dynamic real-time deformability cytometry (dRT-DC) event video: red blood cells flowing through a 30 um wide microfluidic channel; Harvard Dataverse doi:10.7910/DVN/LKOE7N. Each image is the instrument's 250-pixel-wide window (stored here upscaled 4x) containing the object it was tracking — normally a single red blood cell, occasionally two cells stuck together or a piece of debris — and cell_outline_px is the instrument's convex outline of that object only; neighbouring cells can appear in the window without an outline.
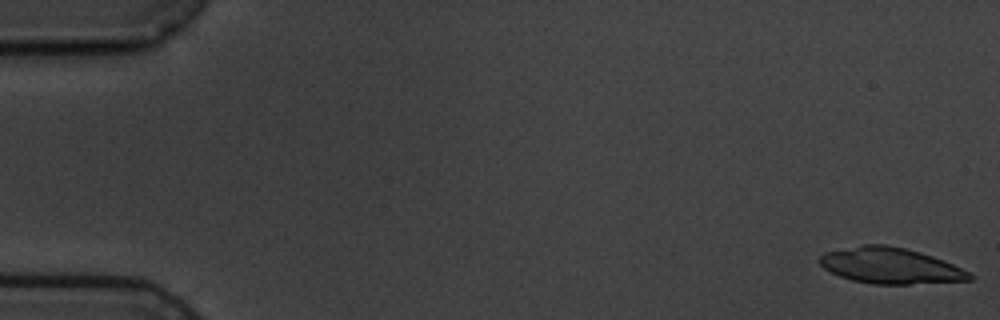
{"species": "common noctule bat (a hibernating species)", "species_latin": "Nyctalus noctula", "temperature_condition": "cold", "stored_images_in_passage": 4, "camera_frame_rate_fps": 3000, "um_per_image_px": 0.085, "animal": {"sex": "male", "body_mass_g": 19.5, "forearm_length_mm": 54.6}, "frame": {"image": 1, "passage_image": 1, "time_ms": 0.0, "image_size_px": [1000, 320], "cell_outline_px": [[976, 276], [972, 280], [908, 284], [872, 284], [852, 280], [840, 276], [824, 268], [816, 260], [824, 252], [864, 244], [884, 244], [904, 248], [920, 252], [932, 256], [952, 264]], "centroid_in_image_um": [75.66, 22.58], "position_along_channel_um": 9.3, "area_um2": 31.27}}